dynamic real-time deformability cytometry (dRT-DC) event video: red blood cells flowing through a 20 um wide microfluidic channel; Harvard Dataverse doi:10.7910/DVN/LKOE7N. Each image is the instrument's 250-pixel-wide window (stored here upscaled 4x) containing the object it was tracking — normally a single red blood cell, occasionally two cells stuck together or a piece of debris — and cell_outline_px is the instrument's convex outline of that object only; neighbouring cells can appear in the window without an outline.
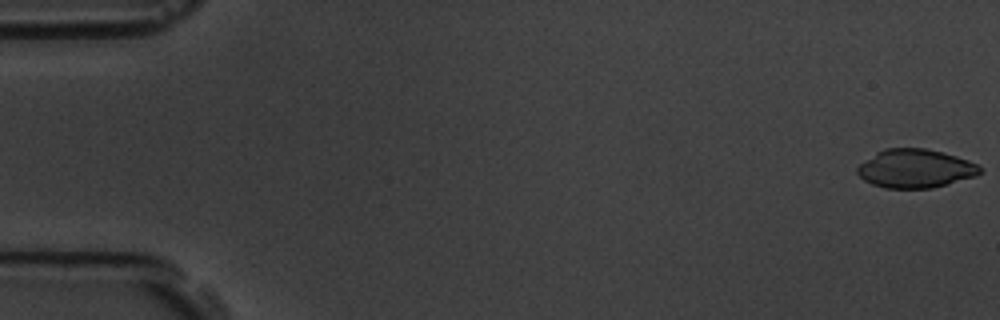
{"species": "common noctule bat (a hibernating species)", "species_latin": "Nyctalus noctula", "temperature_condition": "room temperature", "stored_images_in_passage": 12, "camera_frame_rate_fps": 3000, "um_per_image_px": 0.085, "animal": {"sex": "male", "body_mass_g": 19.5, "forearm_length_mm": 54.6}, "frame": {"image": 1, "passage_image": 1, "time_ms": 0.0, "image_size_px": [1000, 320], "cell_outline_px": [[984, 172], [976, 176], [948, 184], [932, 188], [884, 188], [872, 184], [864, 180], [856, 172], [856, 168], [860, 164], [876, 152], [884, 148], [924, 148], [944, 152], [968, 160], [984, 168]], "centroid_in_image_um": [77.83, 14.33], "position_along_channel_um": 7.2, "area_um2": 27.8}}